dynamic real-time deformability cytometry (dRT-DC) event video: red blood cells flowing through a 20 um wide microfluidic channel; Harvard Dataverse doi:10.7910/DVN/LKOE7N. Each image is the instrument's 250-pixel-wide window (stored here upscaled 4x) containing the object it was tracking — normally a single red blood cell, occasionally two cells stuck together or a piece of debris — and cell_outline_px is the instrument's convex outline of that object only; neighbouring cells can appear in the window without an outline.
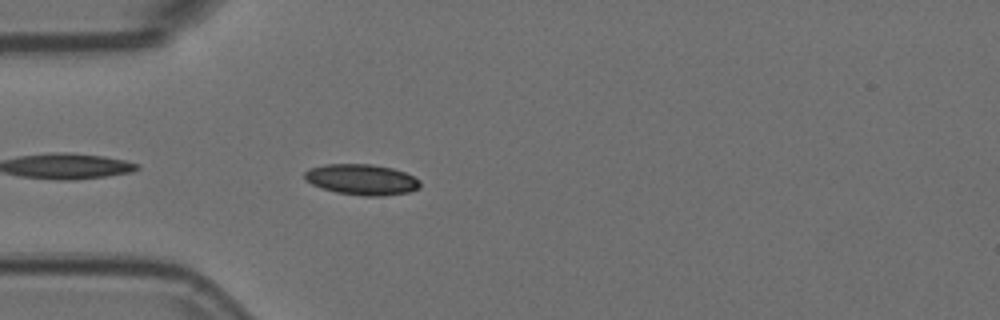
{"species": "Egyptian fruit bat (a non-hibernating species)", "species_latin": "Rousettus aegyptiacus", "temperature_condition": "room temperature", "stored_images_in_passage": 5, "camera_frame_rate_fps": 3000, "um_per_image_px": 0.085, "animal": {"sex": "female"}, "frame": {"image": 1, "passage_image": 5, "time_ms": 1.333, "image_size_px": [1000, 320], "cell_outline_px": [[420, 188], [408, 192], [384, 196], [364, 196], [336, 192], [312, 184], [304, 180], [304, 172], [308, 168], [324, 164], [372, 164], [392, 168], [404, 172], [420, 180]], "centroid_in_image_um": [30.73, 15.25], "position_along_channel_um": 54.3, "area_um2": 20.75}}